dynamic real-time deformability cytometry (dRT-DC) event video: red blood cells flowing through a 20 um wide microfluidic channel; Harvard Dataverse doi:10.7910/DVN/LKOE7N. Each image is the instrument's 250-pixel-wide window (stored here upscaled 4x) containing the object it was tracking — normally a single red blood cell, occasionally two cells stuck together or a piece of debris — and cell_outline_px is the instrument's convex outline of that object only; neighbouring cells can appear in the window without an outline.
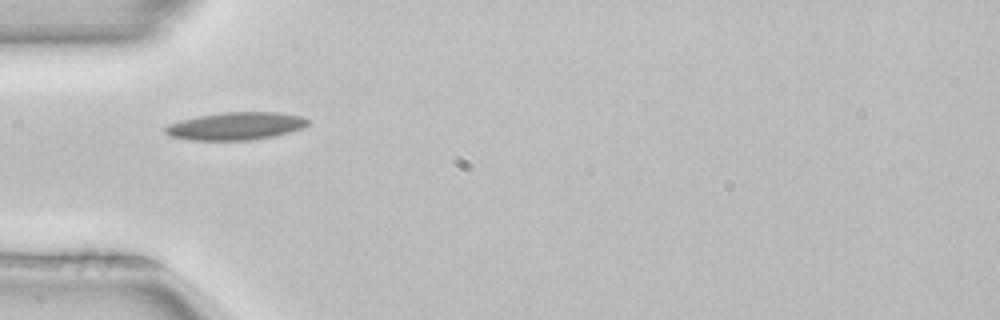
{"species": "common noctule bat (a hibernating species)", "species_latin": "Nyctalus noctula", "temperature_condition": "room temperature", "stored_images_in_passage": 2, "camera_frame_rate_fps": 3000, "um_per_image_px": 0.085, "animal": {"sex": "female", "body_mass_g": 22.7, "forearm_length_mm": 54.2}, "frame": {"image": 1, "passage_image": 1, "time_ms": 0.0, "image_size_px": [1000, 320], "cell_outline_px": [[308, 124], [304, 128], [276, 136], [252, 140], [192, 140], [172, 136], [164, 132], [164, 128], [168, 124], [180, 120], [200, 116], [224, 112], [280, 112], [300, 116], [308, 120]], "centroid_in_image_um": [20.07, 10.72], "position_along_channel_um": 64.9, "area_um2": 23.0}}